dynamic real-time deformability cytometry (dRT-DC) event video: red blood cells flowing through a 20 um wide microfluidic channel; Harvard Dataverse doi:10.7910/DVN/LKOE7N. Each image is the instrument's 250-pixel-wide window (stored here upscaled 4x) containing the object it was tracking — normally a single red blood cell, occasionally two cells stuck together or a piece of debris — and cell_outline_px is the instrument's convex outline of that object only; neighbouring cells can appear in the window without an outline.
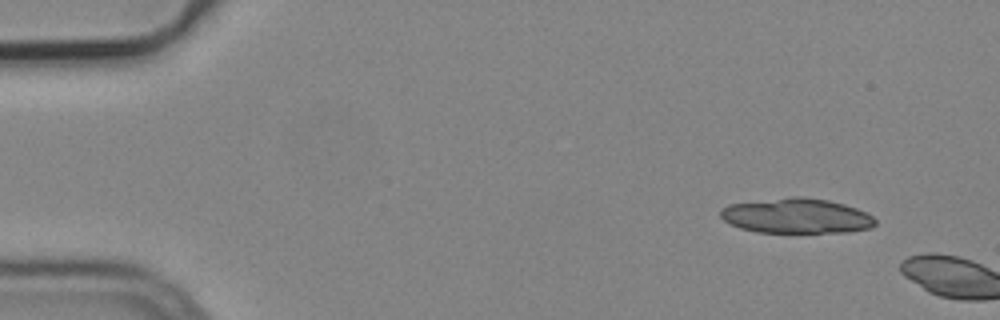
{"species": "common noctule bat (a hibernating species)", "species_latin": "Nyctalus noctula", "temperature_condition": "cold", "stored_images_in_passage": 3, "camera_frame_rate_fps": 3000, "um_per_image_px": 0.085, "animal": {"sex": "male", "body_mass_g": 19.2, "forearm_length_mm": 51.8}, "frame": {"image": 1, "passage_image": 2, "time_ms": 0.333, "image_size_px": [1000, 320], "cell_outline_px": [[876, 224], [872, 228], [848, 232], [756, 232], [740, 228], [724, 220], [720, 216], [720, 212], [728, 204], [788, 196], [804, 196], [828, 200], [844, 204], [856, 208], [872, 216], [876, 220]], "centroid_in_image_um": [67.71, 18.34], "position_along_channel_um": 17.3, "area_um2": 31.67}}